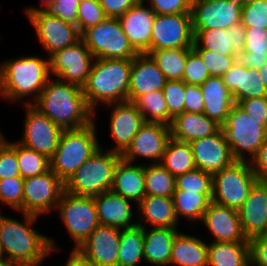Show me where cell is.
Segmentation results:
<instances>
[{
    "label": "cell",
    "mask_w": 267,
    "mask_h": 266,
    "mask_svg": "<svg viewBox=\"0 0 267 266\" xmlns=\"http://www.w3.org/2000/svg\"><path fill=\"white\" fill-rule=\"evenodd\" d=\"M18 214L22 215V220L2 214L0 209L2 255L17 266H42L48 256L59 253L60 245L55 238L35 228L40 216L23 212Z\"/></svg>",
    "instance_id": "6da1fadb"
},
{
    "label": "cell",
    "mask_w": 267,
    "mask_h": 266,
    "mask_svg": "<svg viewBox=\"0 0 267 266\" xmlns=\"http://www.w3.org/2000/svg\"><path fill=\"white\" fill-rule=\"evenodd\" d=\"M51 78L49 57L24 54L0 63V98L10 104L33 105Z\"/></svg>",
    "instance_id": "7a4b0ae2"
},
{
    "label": "cell",
    "mask_w": 267,
    "mask_h": 266,
    "mask_svg": "<svg viewBox=\"0 0 267 266\" xmlns=\"http://www.w3.org/2000/svg\"><path fill=\"white\" fill-rule=\"evenodd\" d=\"M63 130L77 129L94 121L81 87L51 77L33 104Z\"/></svg>",
    "instance_id": "3957f363"
},
{
    "label": "cell",
    "mask_w": 267,
    "mask_h": 266,
    "mask_svg": "<svg viewBox=\"0 0 267 266\" xmlns=\"http://www.w3.org/2000/svg\"><path fill=\"white\" fill-rule=\"evenodd\" d=\"M132 60L94 59L86 84L82 87L86 102L98 119L101 105L128 101Z\"/></svg>",
    "instance_id": "277c9868"
},
{
    "label": "cell",
    "mask_w": 267,
    "mask_h": 266,
    "mask_svg": "<svg viewBox=\"0 0 267 266\" xmlns=\"http://www.w3.org/2000/svg\"><path fill=\"white\" fill-rule=\"evenodd\" d=\"M97 121L77 128L64 130L55 154L50 158V169L64 183L99 148Z\"/></svg>",
    "instance_id": "5b68a950"
},
{
    "label": "cell",
    "mask_w": 267,
    "mask_h": 266,
    "mask_svg": "<svg viewBox=\"0 0 267 266\" xmlns=\"http://www.w3.org/2000/svg\"><path fill=\"white\" fill-rule=\"evenodd\" d=\"M121 154L100 147L67 180L65 191L76 196L95 197L112 189L114 170Z\"/></svg>",
    "instance_id": "8992f818"
},
{
    "label": "cell",
    "mask_w": 267,
    "mask_h": 266,
    "mask_svg": "<svg viewBox=\"0 0 267 266\" xmlns=\"http://www.w3.org/2000/svg\"><path fill=\"white\" fill-rule=\"evenodd\" d=\"M221 129L226 135L232 157L237 161H250L267 140V129L262 126V121L247 117L237 103L231 108Z\"/></svg>",
    "instance_id": "52a82bcc"
},
{
    "label": "cell",
    "mask_w": 267,
    "mask_h": 266,
    "mask_svg": "<svg viewBox=\"0 0 267 266\" xmlns=\"http://www.w3.org/2000/svg\"><path fill=\"white\" fill-rule=\"evenodd\" d=\"M66 233L77 249L100 225L94 197L76 196L63 192L56 210Z\"/></svg>",
    "instance_id": "ba28073f"
},
{
    "label": "cell",
    "mask_w": 267,
    "mask_h": 266,
    "mask_svg": "<svg viewBox=\"0 0 267 266\" xmlns=\"http://www.w3.org/2000/svg\"><path fill=\"white\" fill-rule=\"evenodd\" d=\"M94 59L132 60L138 53L129 43L118 18H106L81 33Z\"/></svg>",
    "instance_id": "9c48e42d"
},
{
    "label": "cell",
    "mask_w": 267,
    "mask_h": 266,
    "mask_svg": "<svg viewBox=\"0 0 267 266\" xmlns=\"http://www.w3.org/2000/svg\"><path fill=\"white\" fill-rule=\"evenodd\" d=\"M258 181L249 161H235L213 174L212 201L238 210Z\"/></svg>",
    "instance_id": "30bf717a"
},
{
    "label": "cell",
    "mask_w": 267,
    "mask_h": 266,
    "mask_svg": "<svg viewBox=\"0 0 267 266\" xmlns=\"http://www.w3.org/2000/svg\"><path fill=\"white\" fill-rule=\"evenodd\" d=\"M64 191V182L51 169L24 179L23 213L51 216Z\"/></svg>",
    "instance_id": "8fae6325"
},
{
    "label": "cell",
    "mask_w": 267,
    "mask_h": 266,
    "mask_svg": "<svg viewBox=\"0 0 267 266\" xmlns=\"http://www.w3.org/2000/svg\"><path fill=\"white\" fill-rule=\"evenodd\" d=\"M26 17L47 57L81 39V33L75 25L64 22L48 10H37Z\"/></svg>",
    "instance_id": "7c38bea8"
},
{
    "label": "cell",
    "mask_w": 267,
    "mask_h": 266,
    "mask_svg": "<svg viewBox=\"0 0 267 266\" xmlns=\"http://www.w3.org/2000/svg\"><path fill=\"white\" fill-rule=\"evenodd\" d=\"M93 61V55L80 39L49 56L51 77L82 88L87 82Z\"/></svg>",
    "instance_id": "4fadbf2b"
},
{
    "label": "cell",
    "mask_w": 267,
    "mask_h": 266,
    "mask_svg": "<svg viewBox=\"0 0 267 266\" xmlns=\"http://www.w3.org/2000/svg\"><path fill=\"white\" fill-rule=\"evenodd\" d=\"M24 108L25 118L22 138L20 137L16 141L50 159L55 154L64 130L33 105H24Z\"/></svg>",
    "instance_id": "5bb4252c"
},
{
    "label": "cell",
    "mask_w": 267,
    "mask_h": 266,
    "mask_svg": "<svg viewBox=\"0 0 267 266\" xmlns=\"http://www.w3.org/2000/svg\"><path fill=\"white\" fill-rule=\"evenodd\" d=\"M170 139V126L157 122H145L121 158L130 163H136L141 159L147 161L142 164L161 163Z\"/></svg>",
    "instance_id": "9a60e30c"
},
{
    "label": "cell",
    "mask_w": 267,
    "mask_h": 266,
    "mask_svg": "<svg viewBox=\"0 0 267 266\" xmlns=\"http://www.w3.org/2000/svg\"><path fill=\"white\" fill-rule=\"evenodd\" d=\"M194 32L191 13L156 14L151 35V51L192 48Z\"/></svg>",
    "instance_id": "2e32d148"
},
{
    "label": "cell",
    "mask_w": 267,
    "mask_h": 266,
    "mask_svg": "<svg viewBox=\"0 0 267 266\" xmlns=\"http://www.w3.org/2000/svg\"><path fill=\"white\" fill-rule=\"evenodd\" d=\"M245 0H192L193 30L227 29L239 23Z\"/></svg>",
    "instance_id": "e0dca14e"
},
{
    "label": "cell",
    "mask_w": 267,
    "mask_h": 266,
    "mask_svg": "<svg viewBox=\"0 0 267 266\" xmlns=\"http://www.w3.org/2000/svg\"><path fill=\"white\" fill-rule=\"evenodd\" d=\"M107 108L110 111L108 129L114 143L107 149L100 142V147L122 155L146 121L133 102L124 101L108 104L105 106L106 110Z\"/></svg>",
    "instance_id": "ac0fdd59"
},
{
    "label": "cell",
    "mask_w": 267,
    "mask_h": 266,
    "mask_svg": "<svg viewBox=\"0 0 267 266\" xmlns=\"http://www.w3.org/2000/svg\"><path fill=\"white\" fill-rule=\"evenodd\" d=\"M190 145L196 169L214 174L236 161L221 128L215 134L190 142Z\"/></svg>",
    "instance_id": "d6986e66"
},
{
    "label": "cell",
    "mask_w": 267,
    "mask_h": 266,
    "mask_svg": "<svg viewBox=\"0 0 267 266\" xmlns=\"http://www.w3.org/2000/svg\"><path fill=\"white\" fill-rule=\"evenodd\" d=\"M155 15L145 1H138L118 18L129 43L138 54L151 51Z\"/></svg>",
    "instance_id": "ffe728a7"
},
{
    "label": "cell",
    "mask_w": 267,
    "mask_h": 266,
    "mask_svg": "<svg viewBox=\"0 0 267 266\" xmlns=\"http://www.w3.org/2000/svg\"><path fill=\"white\" fill-rule=\"evenodd\" d=\"M209 232L212 242H249L243 233L238 210L213 201L200 222Z\"/></svg>",
    "instance_id": "44dd1931"
},
{
    "label": "cell",
    "mask_w": 267,
    "mask_h": 266,
    "mask_svg": "<svg viewBox=\"0 0 267 266\" xmlns=\"http://www.w3.org/2000/svg\"><path fill=\"white\" fill-rule=\"evenodd\" d=\"M121 229L99 225L77 248L97 266H117Z\"/></svg>",
    "instance_id": "7402d4cb"
},
{
    "label": "cell",
    "mask_w": 267,
    "mask_h": 266,
    "mask_svg": "<svg viewBox=\"0 0 267 266\" xmlns=\"http://www.w3.org/2000/svg\"><path fill=\"white\" fill-rule=\"evenodd\" d=\"M98 220L101 225L128 229L137 226V206L134 202L114 193L112 190L103 192L94 197ZM133 204V206H132ZM133 209V210H132ZM134 218V219H133Z\"/></svg>",
    "instance_id": "603a6c76"
},
{
    "label": "cell",
    "mask_w": 267,
    "mask_h": 266,
    "mask_svg": "<svg viewBox=\"0 0 267 266\" xmlns=\"http://www.w3.org/2000/svg\"><path fill=\"white\" fill-rule=\"evenodd\" d=\"M167 81L149 54H137L132 59L128 101L134 102L141 95L163 90Z\"/></svg>",
    "instance_id": "cb8c5ba5"
},
{
    "label": "cell",
    "mask_w": 267,
    "mask_h": 266,
    "mask_svg": "<svg viewBox=\"0 0 267 266\" xmlns=\"http://www.w3.org/2000/svg\"><path fill=\"white\" fill-rule=\"evenodd\" d=\"M238 213L248 240L263 234L267 225V188L261 181L254 184Z\"/></svg>",
    "instance_id": "d4e9b609"
},
{
    "label": "cell",
    "mask_w": 267,
    "mask_h": 266,
    "mask_svg": "<svg viewBox=\"0 0 267 266\" xmlns=\"http://www.w3.org/2000/svg\"><path fill=\"white\" fill-rule=\"evenodd\" d=\"M136 207L137 224L143 228H179L173 197L146 195Z\"/></svg>",
    "instance_id": "484cf974"
},
{
    "label": "cell",
    "mask_w": 267,
    "mask_h": 266,
    "mask_svg": "<svg viewBox=\"0 0 267 266\" xmlns=\"http://www.w3.org/2000/svg\"><path fill=\"white\" fill-rule=\"evenodd\" d=\"M222 79L235 103L244 99L267 97V88L255 68L244 67L236 61Z\"/></svg>",
    "instance_id": "4316f807"
},
{
    "label": "cell",
    "mask_w": 267,
    "mask_h": 266,
    "mask_svg": "<svg viewBox=\"0 0 267 266\" xmlns=\"http://www.w3.org/2000/svg\"><path fill=\"white\" fill-rule=\"evenodd\" d=\"M138 163H130L121 158L114 170L111 189L136 205L146 196L144 164L140 161Z\"/></svg>",
    "instance_id": "83f0119b"
},
{
    "label": "cell",
    "mask_w": 267,
    "mask_h": 266,
    "mask_svg": "<svg viewBox=\"0 0 267 266\" xmlns=\"http://www.w3.org/2000/svg\"><path fill=\"white\" fill-rule=\"evenodd\" d=\"M200 87L205 101L203 113L222 126L235 104L232 93L225 86L222 76H210Z\"/></svg>",
    "instance_id": "f1b7e54d"
},
{
    "label": "cell",
    "mask_w": 267,
    "mask_h": 266,
    "mask_svg": "<svg viewBox=\"0 0 267 266\" xmlns=\"http://www.w3.org/2000/svg\"><path fill=\"white\" fill-rule=\"evenodd\" d=\"M180 228L144 227V264L169 266L172 246Z\"/></svg>",
    "instance_id": "f546056e"
},
{
    "label": "cell",
    "mask_w": 267,
    "mask_h": 266,
    "mask_svg": "<svg viewBox=\"0 0 267 266\" xmlns=\"http://www.w3.org/2000/svg\"><path fill=\"white\" fill-rule=\"evenodd\" d=\"M220 128L204 113L183 112L176 115L170 124L171 138L187 143L215 134Z\"/></svg>",
    "instance_id": "4dcf8cb0"
},
{
    "label": "cell",
    "mask_w": 267,
    "mask_h": 266,
    "mask_svg": "<svg viewBox=\"0 0 267 266\" xmlns=\"http://www.w3.org/2000/svg\"><path fill=\"white\" fill-rule=\"evenodd\" d=\"M170 266H208V241L181 230L173 242Z\"/></svg>",
    "instance_id": "1f68e13d"
},
{
    "label": "cell",
    "mask_w": 267,
    "mask_h": 266,
    "mask_svg": "<svg viewBox=\"0 0 267 266\" xmlns=\"http://www.w3.org/2000/svg\"><path fill=\"white\" fill-rule=\"evenodd\" d=\"M208 266H250L249 242L210 241Z\"/></svg>",
    "instance_id": "d6a6232c"
},
{
    "label": "cell",
    "mask_w": 267,
    "mask_h": 266,
    "mask_svg": "<svg viewBox=\"0 0 267 266\" xmlns=\"http://www.w3.org/2000/svg\"><path fill=\"white\" fill-rule=\"evenodd\" d=\"M212 196L213 194L175 190L173 193L174 209L179 223L184 219L191 224L190 227L198 222V225H201L203 214L212 202Z\"/></svg>",
    "instance_id": "836d02e7"
},
{
    "label": "cell",
    "mask_w": 267,
    "mask_h": 266,
    "mask_svg": "<svg viewBox=\"0 0 267 266\" xmlns=\"http://www.w3.org/2000/svg\"><path fill=\"white\" fill-rule=\"evenodd\" d=\"M245 30L244 52L237 56V62L259 70L267 63V29L252 27Z\"/></svg>",
    "instance_id": "e575fe53"
},
{
    "label": "cell",
    "mask_w": 267,
    "mask_h": 266,
    "mask_svg": "<svg viewBox=\"0 0 267 266\" xmlns=\"http://www.w3.org/2000/svg\"><path fill=\"white\" fill-rule=\"evenodd\" d=\"M160 164L174 177L195 170L196 164L190 143L171 138Z\"/></svg>",
    "instance_id": "d590c367"
},
{
    "label": "cell",
    "mask_w": 267,
    "mask_h": 266,
    "mask_svg": "<svg viewBox=\"0 0 267 266\" xmlns=\"http://www.w3.org/2000/svg\"><path fill=\"white\" fill-rule=\"evenodd\" d=\"M117 266H139L144 261V228L121 229Z\"/></svg>",
    "instance_id": "8d00e7d4"
},
{
    "label": "cell",
    "mask_w": 267,
    "mask_h": 266,
    "mask_svg": "<svg viewBox=\"0 0 267 266\" xmlns=\"http://www.w3.org/2000/svg\"><path fill=\"white\" fill-rule=\"evenodd\" d=\"M192 48H173L149 51L147 54L156 62L168 81L182 80L188 52Z\"/></svg>",
    "instance_id": "74e56055"
},
{
    "label": "cell",
    "mask_w": 267,
    "mask_h": 266,
    "mask_svg": "<svg viewBox=\"0 0 267 266\" xmlns=\"http://www.w3.org/2000/svg\"><path fill=\"white\" fill-rule=\"evenodd\" d=\"M194 50H210L222 56H237L232 47L231 31L225 29L193 30Z\"/></svg>",
    "instance_id": "f35d334b"
},
{
    "label": "cell",
    "mask_w": 267,
    "mask_h": 266,
    "mask_svg": "<svg viewBox=\"0 0 267 266\" xmlns=\"http://www.w3.org/2000/svg\"><path fill=\"white\" fill-rule=\"evenodd\" d=\"M144 173L146 195L173 197L176 190V177L160 163L144 164Z\"/></svg>",
    "instance_id": "ab89813d"
},
{
    "label": "cell",
    "mask_w": 267,
    "mask_h": 266,
    "mask_svg": "<svg viewBox=\"0 0 267 266\" xmlns=\"http://www.w3.org/2000/svg\"><path fill=\"white\" fill-rule=\"evenodd\" d=\"M133 103L146 122L168 125V109L162 90L141 95Z\"/></svg>",
    "instance_id": "60d3db41"
},
{
    "label": "cell",
    "mask_w": 267,
    "mask_h": 266,
    "mask_svg": "<svg viewBox=\"0 0 267 266\" xmlns=\"http://www.w3.org/2000/svg\"><path fill=\"white\" fill-rule=\"evenodd\" d=\"M15 152L22 178L37 176L50 170V159L47 156L24 147L16 140Z\"/></svg>",
    "instance_id": "b9f144b4"
},
{
    "label": "cell",
    "mask_w": 267,
    "mask_h": 266,
    "mask_svg": "<svg viewBox=\"0 0 267 266\" xmlns=\"http://www.w3.org/2000/svg\"><path fill=\"white\" fill-rule=\"evenodd\" d=\"M24 178L15 176L0 180V207L23 212Z\"/></svg>",
    "instance_id": "7bdbcfd3"
},
{
    "label": "cell",
    "mask_w": 267,
    "mask_h": 266,
    "mask_svg": "<svg viewBox=\"0 0 267 266\" xmlns=\"http://www.w3.org/2000/svg\"><path fill=\"white\" fill-rule=\"evenodd\" d=\"M176 190L213 194V174L195 169L176 177Z\"/></svg>",
    "instance_id": "ee69618b"
},
{
    "label": "cell",
    "mask_w": 267,
    "mask_h": 266,
    "mask_svg": "<svg viewBox=\"0 0 267 266\" xmlns=\"http://www.w3.org/2000/svg\"><path fill=\"white\" fill-rule=\"evenodd\" d=\"M163 93L168 109V126L172 119L184 112L185 83L182 80L167 81Z\"/></svg>",
    "instance_id": "f6af8a7d"
},
{
    "label": "cell",
    "mask_w": 267,
    "mask_h": 266,
    "mask_svg": "<svg viewBox=\"0 0 267 266\" xmlns=\"http://www.w3.org/2000/svg\"><path fill=\"white\" fill-rule=\"evenodd\" d=\"M241 22L245 28L267 29V0H245Z\"/></svg>",
    "instance_id": "bcb514c9"
},
{
    "label": "cell",
    "mask_w": 267,
    "mask_h": 266,
    "mask_svg": "<svg viewBox=\"0 0 267 266\" xmlns=\"http://www.w3.org/2000/svg\"><path fill=\"white\" fill-rule=\"evenodd\" d=\"M99 0H82L78 7L77 28L82 33L87 28L106 19Z\"/></svg>",
    "instance_id": "7dc6e473"
},
{
    "label": "cell",
    "mask_w": 267,
    "mask_h": 266,
    "mask_svg": "<svg viewBox=\"0 0 267 266\" xmlns=\"http://www.w3.org/2000/svg\"><path fill=\"white\" fill-rule=\"evenodd\" d=\"M20 176L15 152V141L4 137L0 140V180Z\"/></svg>",
    "instance_id": "c3c4849f"
},
{
    "label": "cell",
    "mask_w": 267,
    "mask_h": 266,
    "mask_svg": "<svg viewBox=\"0 0 267 266\" xmlns=\"http://www.w3.org/2000/svg\"><path fill=\"white\" fill-rule=\"evenodd\" d=\"M210 76L200 55L192 48L187 55L182 81L186 84L200 86Z\"/></svg>",
    "instance_id": "681fc988"
},
{
    "label": "cell",
    "mask_w": 267,
    "mask_h": 266,
    "mask_svg": "<svg viewBox=\"0 0 267 266\" xmlns=\"http://www.w3.org/2000/svg\"><path fill=\"white\" fill-rule=\"evenodd\" d=\"M211 76H223L237 61V56H222L210 50H195Z\"/></svg>",
    "instance_id": "f907efd6"
},
{
    "label": "cell",
    "mask_w": 267,
    "mask_h": 266,
    "mask_svg": "<svg viewBox=\"0 0 267 266\" xmlns=\"http://www.w3.org/2000/svg\"><path fill=\"white\" fill-rule=\"evenodd\" d=\"M155 14L191 13L192 0H145Z\"/></svg>",
    "instance_id": "816d5d0a"
},
{
    "label": "cell",
    "mask_w": 267,
    "mask_h": 266,
    "mask_svg": "<svg viewBox=\"0 0 267 266\" xmlns=\"http://www.w3.org/2000/svg\"><path fill=\"white\" fill-rule=\"evenodd\" d=\"M254 120L262 121L267 129V97L244 99L237 103Z\"/></svg>",
    "instance_id": "f5cc1de1"
},
{
    "label": "cell",
    "mask_w": 267,
    "mask_h": 266,
    "mask_svg": "<svg viewBox=\"0 0 267 266\" xmlns=\"http://www.w3.org/2000/svg\"><path fill=\"white\" fill-rule=\"evenodd\" d=\"M81 1L82 0H55L48 11L64 22L71 23L77 27L78 7Z\"/></svg>",
    "instance_id": "db71d44e"
},
{
    "label": "cell",
    "mask_w": 267,
    "mask_h": 266,
    "mask_svg": "<svg viewBox=\"0 0 267 266\" xmlns=\"http://www.w3.org/2000/svg\"><path fill=\"white\" fill-rule=\"evenodd\" d=\"M184 99V112L196 114L204 112L205 101L200 86L185 83Z\"/></svg>",
    "instance_id": "11a10c76"
},
{
    "label": "cell",
    "mask_w": 267,
    "mask_h": 266,
    "mask_svg": "<svg viewBox=\"0 0 267 266\" xmlns=\"http://www.w3.org/2000/svg\"><path fill=\"white\" fill-rule=\"evenodd\" d=\"M250 266H267V238L257 236L249 240Z\"/></svg>",
    "instance_id": "9f6ffc18"
},
{
    "label": "cell",
    "mask_w": 267,
    "mask_h": 266,
    "mask_svg": "<svg viewBox=\"0 0 267 266\" xmlns=\"http://www.w3.org/2000/svg\"><path fill=\"white\" fill-rule=\"evenodd\" d=\"M139 0H99L107 18H119Z\"/></svg>",
    "instance_id": "6f0895ef"
},
{
    "label": "cell",
    "mask_w": 267,
    "mask_h": 266,
    "mask_svg": "<svg viewBox=\"0 0 267 266\" xmlns=\"http://www.w3.org/2000/svg\"><path fill=\"white\" fill-rule=\"evenodd\" d=\"M249 163L258 181L267 176V140L257 150Z\"/></svg>",
    "instance_id": "680465c9"
},
{
    "label": "cell",
    "mask_w": 267,
    "mask_h": 266,
    "mask_svg": "<svg viewBox=\"0 0 267 266\" xmlns=\"http://www.w3.org/2000/svg\"><path fill=\"white\" fill-rule=\"evenodd\" d=\"M228 29L232 32L231 38L233 51L238 56L240 53L244 52V43L246 37L245 27L240 21L239 23L233 24Z\"/></svg>",
    "instance_id": "91938a15"
},
{
    "label": "cell",
    "mask_w": 267,
    "mask_h": 266,
    "mask_svg": "<svg viewBox=\"0 0 267 266\" xmlns=\"http://www.w3.org/2000/svg\"><path fill=\"white\" fill-rule=\"evenodd\" d=\"M70 254L66 259L64 266H97L90 259L86 258L77 249H71Z\"/></svg>",
    "instance_id": "94428289"
},
{
    "label": "cell",
    "mask_w": 267,
    "mask_h": 266,
    "mask_svg": "<svg viewBox=\"0 0 267 266\" xmlns=\"http://www.w3.org/2000/svg\"><path fill=\"white\" fill-rule=\"evenodd\" d=\"M40 2H41L40 4L41 7L34 6V5L25 7V15L27 16L37 10H48L54 4L55 0H41Z\"/></svg>",
    "instance_id": "6125c7cd"
},
{
    "label": "cell",
    "mask_w": 267,
    "mask_h": 266,
    "mask_svg": "<svg viewBox=\"0 0 267 266\" xmlns=\"http://www.w3.org/2000/svg\"><path fill=\"white\" fill-rule=\"evenodd\" d=\"M258 73L261 77V80L263 82V84L266 86L267 88V63L258 70Z\"/></svg>",
    "instance_id": "be15d7a7"
},
{
    "label": "cell",
    "mask_w": 267,
    "mask_h": 266,
    "mask_svg": "<svg viewBox=\"0 0 267 266\" xmlns=\"http://www.w3.org/2000/svg\"><path fill=\"white\" fill-rule=\"evenodd\" d=\"M0 266H17L13 261L6 259L5 257L0 258Z\"/></svg>",
    "instance_id": "e7e4bbea"
},
{
    "label": "cell",
    "mask_w": 267,
    "mask_h": 266,
    "mask_svg": "<svg viewBox=\"0 0 267 266\" xmlns=\"http://www.w3.org/2000/svg\"><path fill=\"white\" fill-rule=\"evenodd\" d=\"M261 182L263 183V185L267 188V176L264 177Z\"/></svg>",
    "instance_id": "03108f58"
},
{
    "label": "cell",
    "mask_w": 267,
    "mask_h": 266,
    "mask_svg": "<svg viewBox=\"0 0 267 266\" xmlns=\"http://www.w3.org/2000/svg\"><path fill=\"white\" fill-rule=\"evenodd\" d=\"M261 236L267 238V225H266V228H265V230Z\"/></svg>",
    "instance_id": "003e7915"
},
{
    "label": "cell",
    "mask_w": 267,
    "mask_h": 266,
    "mask_svg": "<svg viewBox=\"0 0 267 266\" xmlns=\"http://www.w3.org/2000/svg\"><path fill=\"white\" fill-rule=\"evenodd\" d=\"M4 137V132L0 129V140Z\"/></svg>",
    "instance_id": "a7ac6f4b"
},
{
    "label": "cell",
    "mask_w": 267,
    "mask_h": 266,
    "mask_svg": "<svg viewBox=\"0 0 267 266\" xmlns=\"http://www.w3.org/2000/svg\"><path fill=\"white\" fill-rule=\"evenodd\" d=\"M3 257V255H2V252H1V249H0V258H2Z\"/></svg>",
    "instance_id": "89a4df30"
}]
</instances>
